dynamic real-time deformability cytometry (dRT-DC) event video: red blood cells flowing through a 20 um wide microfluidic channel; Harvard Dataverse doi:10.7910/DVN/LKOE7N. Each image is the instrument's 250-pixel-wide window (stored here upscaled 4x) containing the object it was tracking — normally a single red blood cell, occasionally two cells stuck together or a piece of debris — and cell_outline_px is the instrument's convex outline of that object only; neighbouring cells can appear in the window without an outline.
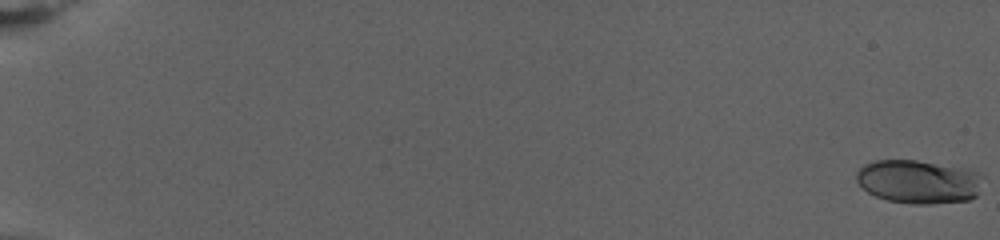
{"species": "human", "species_latin": "Homo sapiens", "temperature_condition": "warm", "stored_images_in_passage": 78, "camera_frame_rate_fps": 3000, "um_per_image_px": 0.085, "donor": {"sex": "female"}, "frame": {"image": 1, "passage_image": 1, "time_ms": 0.0, "image_size_px": [1000, 240], "cell_outline_px": [[984, 176], [980, 192], [976, 196], [968, 200], [928, 204], [912, 204], [888, 200], [876, 196], [868, 192], [856, 180], [856, 172], [864, 164], [876, 160], [916, 160], [968, 168], [980, 172]], "centroid_in_image_um": [78.14, 15.43], "position_along_channel_um": 6.9, "area_um2": 32.48}}
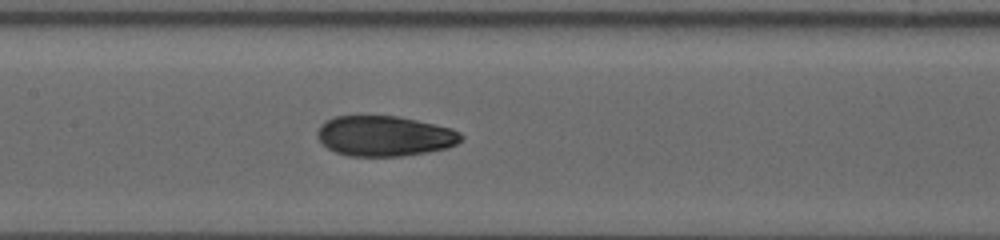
{"frame": {"image": 2, "passage_image": 42, "time_ms": 13.667, "image_size_px": [1000, 240], "cell_outline_px": [[464, 136], [456, 144], [448, 148], [428, 152], [404, 156], [348, 156], [336, 152], [328, 148], [316, 136], [316, 132], [320, 124], [336, 116], [396, 116], [416, 120], [452, 128], [460, 132]], "centroid_in_image_um": [32.7, 11.56], "position_along_channel_um": 174.7, "area_um2": 33.81}}
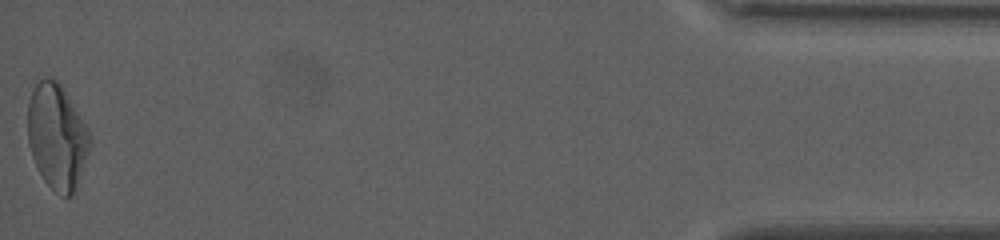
{"frame": {"image": 3, "passage_image": 78, "time_ms": 25.667, "image_size_px": [1000, 240], "cell_outline_px": [[92, 144], [72, 196], [60, 196], [44, 180], [32, 156], [28, 144], [28, 104], [32, 92], [36, 84], [40, 80], [56, 80], [60, 84], [88, 128], [92, 140]], "centroid_in_image_um": [4.86, 11.64], "position_along_channel_um": 430.3, "area_um2": 37.51}, "authors_computed_cell_mechanics": {"area_um2": 33.3795, "velocity_mm_per_s": 2.8069, "shape_relaxation_time_tau1_ms": 10.8834, "shape_relaxation_time_tau2_ms": 1.4464, "deformation_change_tau1": 0.2755, "deformation_change_tau2": 0.062}}